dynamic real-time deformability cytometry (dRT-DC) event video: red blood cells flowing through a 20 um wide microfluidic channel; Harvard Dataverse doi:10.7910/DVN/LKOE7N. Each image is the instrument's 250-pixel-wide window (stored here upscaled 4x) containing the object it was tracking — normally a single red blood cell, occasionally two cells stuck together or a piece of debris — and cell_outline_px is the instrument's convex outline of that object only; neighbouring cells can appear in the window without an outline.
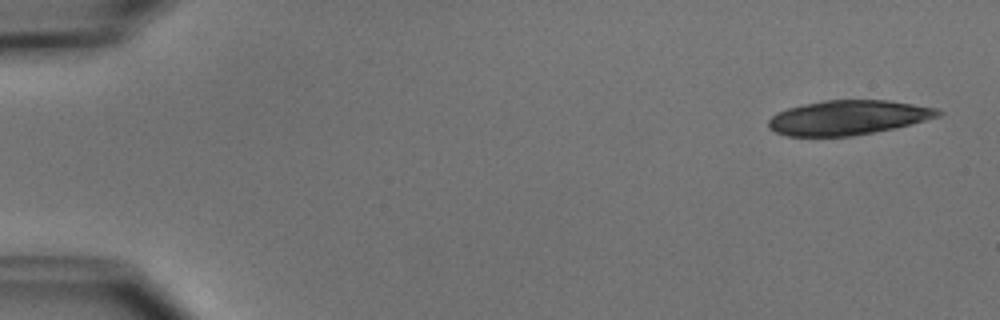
{"species": "common noctule bat (a hibernating species)", "species_latin": "Nyctalus noctula", "temperature_condition": "cold", "stored_images_in_passage": 5, "camera_frame_rate_fps": 3000, "um_per_image_px": 0.085, "animal": {"sex": "male", "body_mass_g": 15.6}, "frame": {"image": 1, "passage_image": 1, "time_ms": 0.0, "image_size_px": [1000, 320], "cell_outline_px": [[944, 112], [940, 116], [892, 128], [852, 136], [788, 136], [776, 132], [768, 128], [768, 120], [776, 112], [788, 108], [804, 104], [824, 100], [888, 100], [940, 108]], "centroid_in_image_um": [72.08, 9.98], "position_along_channel_um": 12.9, "area_um2": 34.04}}